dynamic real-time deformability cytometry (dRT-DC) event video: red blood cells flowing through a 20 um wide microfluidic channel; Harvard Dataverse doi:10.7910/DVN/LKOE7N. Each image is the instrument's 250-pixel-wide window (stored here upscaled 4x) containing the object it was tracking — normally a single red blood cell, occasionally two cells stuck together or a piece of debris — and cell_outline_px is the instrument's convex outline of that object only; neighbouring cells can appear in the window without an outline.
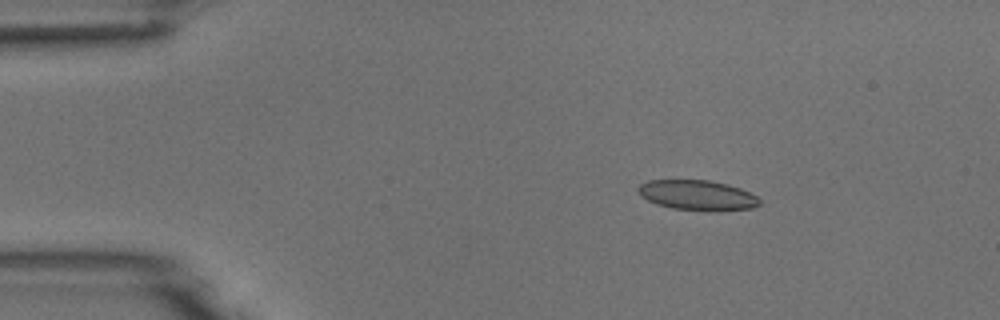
{"species": "common noctule bat (a hibernating species)", "species_latin": "Nyctalus noctula", "temperature_condition": "room temperature", "stored_images_in_passage": 4, "camera_frame_rate_fps": 3000, "um_per_image_px": 0.085, "animal": {"sex": "male", "body_mass_g": 18.8}, "frame": {"image": 1, "passage_image": 3, "time_ms": 2.0, "image_size_px": [1000, 320], "cell_outline_px": [[760, 204], [752, 208], [716, 212], [708, 212], [672, 208], [656, 204], [640, 196], [640, 184], [648, 180], [708, 180], [728, 184], [740, 188], [756, 196], [760, 200]], "centroid_in_image_um": [59.31, 16.61], "position_along_channel_um": 25.7, "area_um2": 21.44}}